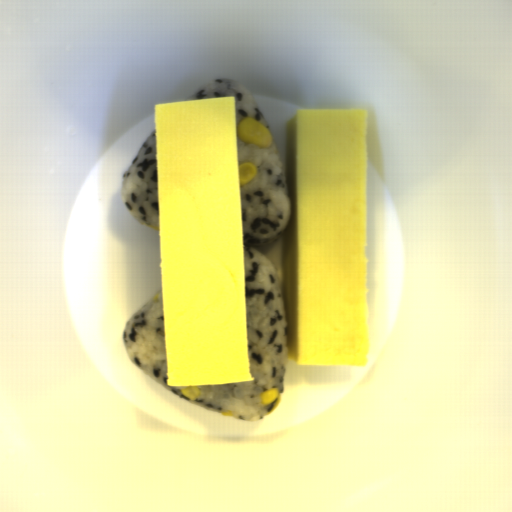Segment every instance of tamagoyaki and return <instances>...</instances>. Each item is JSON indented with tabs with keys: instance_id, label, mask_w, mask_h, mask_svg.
Here are the masks:
<instances>
[{
	"instance_id": "1",
	"label": "tamagoyaki",
	"mask_w": 512,
	"mask_h": 512,
	"mask_svg": "<svg viewBox=\"0 0 512 512\" xmlns=\"http://www.w3.org/2000/svg\"><path fill=\"white\" fill-rule=\"evenodd\" d=\"M169 387L252 382L236 95L154 105Z\"/></svg>"
},
{
	"instance_id": "2",
	"label": "tamagoyaki",
	"mask_w": 512,
	"mask_h": 512,
	"mask_svg": "<svg viewBox=\"0 0 512 512\" xmlns=\"http://www.w3.org/2000/svg\"><path fill=\"white\" fill-rule=\"evenodd\" d=\"M367 126L358 108H298L286 120L282 286L295 365L369 361Z\"/></svg>"
}]
</instances>
